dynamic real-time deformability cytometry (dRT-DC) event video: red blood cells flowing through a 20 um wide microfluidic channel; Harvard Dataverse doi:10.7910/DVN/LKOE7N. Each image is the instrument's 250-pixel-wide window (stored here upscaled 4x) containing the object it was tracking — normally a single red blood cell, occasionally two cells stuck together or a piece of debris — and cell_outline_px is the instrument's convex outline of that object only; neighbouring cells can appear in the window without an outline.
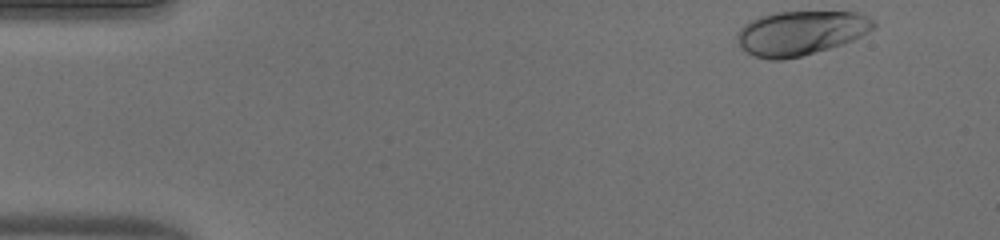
{"species": "human", "species_latin": "Homo sapiens", "temperature_condition": "warm", "stored_images_in_passage": 39, "camera_frame_rate_fps": 3000, "um_per_image_px": 0.085, "donor": {"sex": "male"}, "frame": {"image": 1, "passage_image": 1, "time_ms": 0.0, "image_size_px": [1000, 240], "cell_outline_px": [[876, 28], [852, 40], [828, 48], [800, 56], [784, 60], [768, 60], [756, 56], [748, 52], [736, 40], [736, 32], [748, 20], [772, 12], [860, 12], [868, 16], [876, 24]], "centroid_in_image_um": [68.04, 2.78], "position_along_channel_um": 17.0, "area_um2": 35.2}}
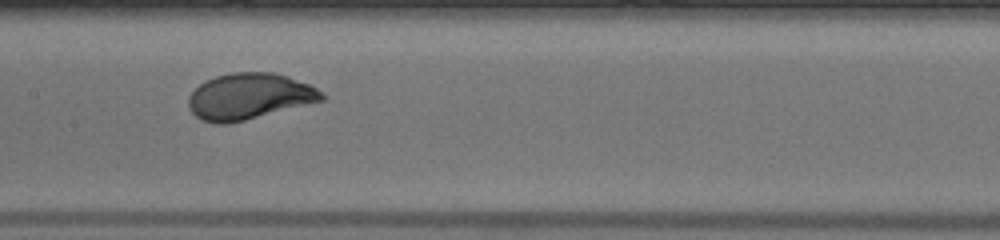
{"frame": {"image": 2, "passage_image": 22, "time_ms": 7.0, "image_size_px": [1000, 240], "cell_outline_px": [[328, 96], [324, 100], [228, 124], [216, 124], [200, 120], [188, 108], [188, 96], [200, 84], [216, 76], [232, 72], [272, 72], [288, 76], [308, 84], [316, 88]], "centroid_in_image_um": [21.17, 8.19], "position_along_channel_um": 186.2, "area_um2": 35.78}}
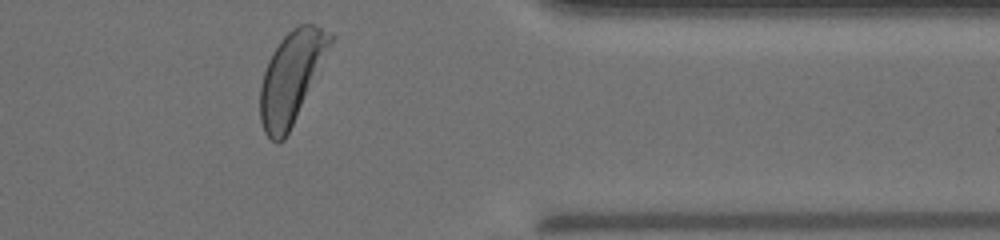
{"frame": {"image": 3, "passage_image": 38, "time_ms": 12.333, "image_size_px": [1000, 240], "cell_outline_px": [[336, 36], [284, 140], [276, 144], [264, 132], [260, 120], [260, 84], [268, 60], [272, 52], [280, 40], [292, 28], [300, 24], [312, 24]], "centroid_in_image_um": [24.74, 6.55], "position_along_channel_um": 386.7, "area_um2": 36.7}, "authors_computed_cell_mechanics": {"area_um2": 35.258, "velocity_mm_per_s": 4.0336, "shape_relaxation_time_tau1_ms": 2.9311, "shape_relaxation_time_tau2_ms": null, "deformation_change_tau1": 0.1697, "deformation_change_tau2": null}}